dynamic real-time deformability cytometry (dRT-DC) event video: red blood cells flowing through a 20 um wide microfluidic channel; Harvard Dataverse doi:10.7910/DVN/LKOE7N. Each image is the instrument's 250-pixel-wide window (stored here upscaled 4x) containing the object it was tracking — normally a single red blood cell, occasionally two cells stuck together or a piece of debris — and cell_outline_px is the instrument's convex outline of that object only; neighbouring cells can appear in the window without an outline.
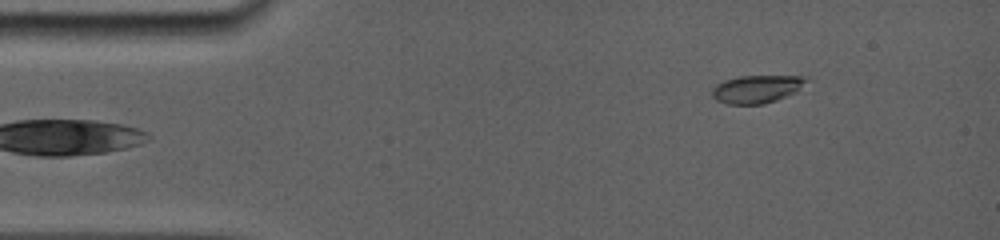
{"species": "common noctule bat (a hibernating species)", "species_latin": "Nyctalus noctula", "temperature_condition": "room temperature", "stored_images_in_passage": 3, "camera_frame_rate_fps": 5000, "um_per_image_px": 0.085, "animal": {"sex": "female", "body_mass_g": 19.0, "forearm_length_mm": 56.7}, "frame": {"image": 1, "passage_image": 3, "time_ms": 1.8, "image_size_px": [1000, 240], "cell_outline_px": [[808, 80], [796, 92], [776, 100], [764, 104], [728, 104], [716, 100], [712, 96], [712, 88], [716, 84], [724, 80], [740, 76], [808, 76]], "centroid_in_image_um": [64.32, 7.56], "position_along_channel_um": 20.7, "area_um2": 15.32}}